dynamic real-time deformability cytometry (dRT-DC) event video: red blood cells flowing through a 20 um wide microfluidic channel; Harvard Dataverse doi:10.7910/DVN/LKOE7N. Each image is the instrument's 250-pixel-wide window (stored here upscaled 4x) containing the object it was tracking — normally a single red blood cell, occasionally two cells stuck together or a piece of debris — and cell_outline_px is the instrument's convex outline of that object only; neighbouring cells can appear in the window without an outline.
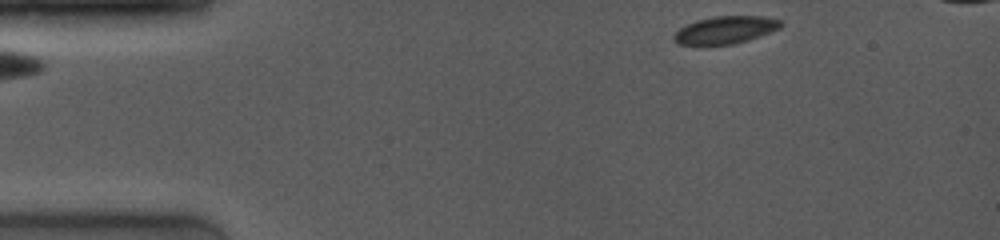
{"species": "common noctule bat (a hibernating species)", "species_latin": "Nyctalus noctula", "temperature_condition": "room temperature", "stored_images_in_passage": 4, "camera_frame_rate_fps": 4000, "um_per_image_px": 0.085, "animal": {"sex": "female", "body_mass_g": 19.0, "forearm_length_mm": 53.3}, "frame": {"image": 1, "passage_image": 1, "time_ms": 0.0, "image_size_px": [1000, 240], "cell_outline_px": [[784, 24], [780, 28], [748, 40], [732, 44], [676, 44], [672, 40], [672, 36], [680, 28], [696, 20], [716, 16], [764, 16], [780, 20]], "centroid_in_image_um": [61.65, 2.54], "position_along_channel_um": 23.3, "area_um2": 16.99}}
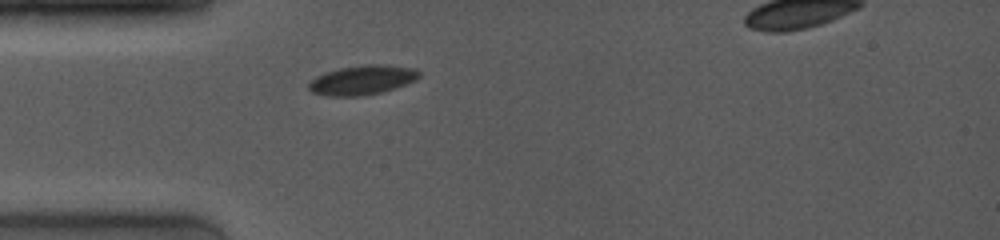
{"frame": {"image": 2, "passage_image": 4, "time_ms": 2.5, "image_size_px": [1000, 240], "cell_outline_px": [[420, 76], [416, 80], [408, 84], [396, 88], [364, 96], [328, 96], [312, 92], [308, 88], [308, 84], [316, 76], [324, 72], [340, 68], [364, 64], [384, 64], [416, 68], [420, 72]], "centroid_in_image_um": [30.82, 6.79], "position_along_channel_um": 54.2, "area_um2": 19.19}}